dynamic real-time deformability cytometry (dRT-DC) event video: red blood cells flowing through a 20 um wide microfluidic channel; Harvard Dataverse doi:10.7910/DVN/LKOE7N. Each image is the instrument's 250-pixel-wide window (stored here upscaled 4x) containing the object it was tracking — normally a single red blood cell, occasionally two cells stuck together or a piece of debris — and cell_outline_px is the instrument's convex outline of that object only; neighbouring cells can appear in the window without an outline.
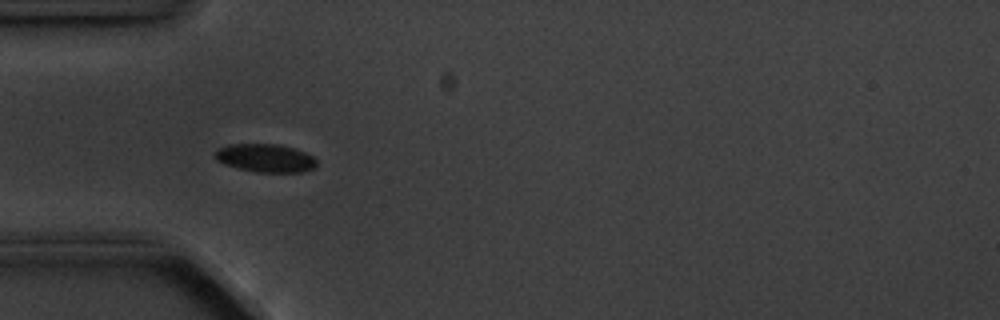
{"species": "common noctule bat (a hibernating species)", "species_latin": "Nyctalus noctula", "temperature_condition": "cold", "stored_images_in_passage": 9, "camera_frame_rate_fps": 3000, "um_per_image_px": 0.085, "animal": {"sex": "male", "body_mass_g": 20.1, "forearm_length_mm": 53.5}, "frame": {"image": 1, "passage_image": 4, "time_ms": 3.333, "image_size_px": [1000, 320], "cell_outline_px": [[316, 168], [300, 172], [256, 172], [224, 164], [216, 160], [216, 152], [220, 148], [228, 144], [276, 144], [296, 148], [312, 156], [316, 160]], "centroid_in_image_um": [22.59, 13.43], "position_along_channel_um": 62.4, "area_um2": 16.59}}